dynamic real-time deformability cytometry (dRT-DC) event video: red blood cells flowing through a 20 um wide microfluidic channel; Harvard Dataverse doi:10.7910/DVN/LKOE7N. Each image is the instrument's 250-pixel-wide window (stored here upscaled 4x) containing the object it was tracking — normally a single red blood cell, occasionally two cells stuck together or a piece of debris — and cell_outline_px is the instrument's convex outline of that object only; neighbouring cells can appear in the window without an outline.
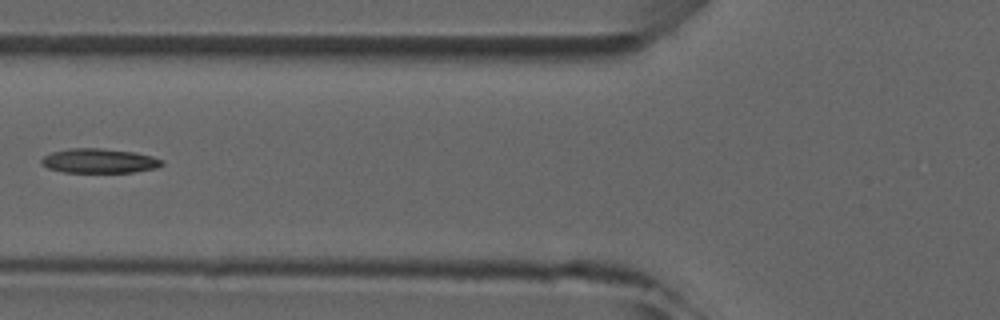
{"species": "common noctule bat (a hibernating species)", "species_latin": "Nyctalus noctula", "temperature_condition": "room temperature", "stored_images_in_passage": 5, "camera_frame_rate_fps": 3000, "um_per_image_px": 0.085, "animal": {"sex": "male", "forearm_length_mm": 52.5}, "frame": {"image": 1, "passage_image": 5, "time_ms": 5.333, "image_size_px": [1000, 320], "cell_outline_px": [[164, 164], [156, 168], [132, 172], [64, 172], [48, 168], [40, 164], [40, 160], [44, 156], [52, 152], [72, 148], [100, 148], [136, 152], [152, 156], [164, 160]], "centroid_in_image_um": [8.44, 13.67], "position_along_channel_um": 117.4, "area_um2": 17.22}}